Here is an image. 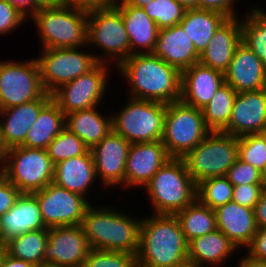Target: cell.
<instances>
[{
    "label": "cell",
    "mask_w": 266,
    "mask_h": 267,
    "mask_svg": "<svg viewBox=\"0 0 266 267\" xmlns=\"http://www.w3.org/2000/svg\"><path fill=\"white\" fill-rule=\"evenodd\" d=\"M116 0H63V4L86 11L111 6Z\"/></svg>",
    "instance_id": "cell-48"
},
{
    "label": "cell",
    "mask_w": 266,
    "mask_h": 267,
    "mask_svg": "<svg viewBox=\"0 0 266 267\" xmlns=\"http://www.w3.org/2000/svg\"><path fill=\"white\" fill-rule=\"evenodd\" d=\"M143 10L160 30L178 25L186 9L177 0H153Z\"/></svg>",
    "instance_id": "cell-39"
},
{
    "label": "cell",
    "mask_w": 266,
    "mask_h": 267,
    "mask_svg": "<svg viewBox=\"0 0 266 267\" xmlns=\"http://www.w3.org/2000/svg\"><path fill=\"white\" fill-rule=\"evenodd\" d=\"M262 134L266 137V125L264 127V130H263Z\"/></svg>",
    "instance_id": "cell-61"
},
{
    "label": "cell",
    "mask_w": 266,
    "mask_h": 267,
    "mask_svg": "<svg viewBox=\"0 0 266 267\" xmlns=\"http://www.w3.org/2000/svg\"><path fill=\"white\" fill-rule=\"evenodd\" d=\"M266 125V88L237 93L228 126L222 131L235 137L262 133Z\"/></svg>",
    "instance_id": "cell-16"
},
{
    "label": "cell",
    "mask_w": 266,
    "mask_h": 267,
    "mask_svg": "<svg viewBox=\"0 0 266 267\" xmlns=\"http://www.w3.org/2000/svg\"><path fill=\"white\" fill-rule=\"evenodd\" d=\"M39 8L57 7L63 4V0H34Z\"/></svg>",
    "instance_id": "cell-53"
},
{
    "label": "cell",
    "mask_w": 266,
    "mask_h": 267,
    "mask_svg": "<svg viewBox=\"0 0 266 267\" xmlns=\"http://www.w3.org/2000/svg\"><path fill=\"white\" fill-rule=\"evenodd\" d=\"M225 82L237 93L266 88V66L242 41L224 72Z\"/></svg>",
    "instance_id": "cell-18"
},
{
    "label": "cell",
    "mask_w": 266,
    "mask_h": 267,
    "mask_svg": "<svg viewBox=\"0 0 266 267\" xmlns=\"http://www.w3.org/2000/svg\"><path fill=\"white\" fill-rule=\"evenodd\" d=\"M179 267H201V266H198L197 264L192 263V262H186V263L180 265Z\"/></svg>",
    "instance_id": "cell-59"
},
{
    "label": "cell",
    "mask_w": 266,
    "mask_h": 267,
    "mask_svg": "<svg viewBox=\"0 0 266 267\" xmlns=\"http://www.w3.org/2000/svg\"><path fill=\"white\" fill-rule=\"evenodd\" d=\"M152 54L175 67L181 73L198 63L200 58L193 41L179 24L158 31Z\"/></svg>",
    "instance_id": "cell-21"
},
{
    "label": "cell",
    "mask_w": 266,
    "mask_h": 267,
    "mask_svg": "<svg viewBox=\"0 0 266 267\" xmlns=\"http://www.w3.org/2000/svg\"><path fill=\"white\" fill-rule=\"evenodd\" d=\"M264 191L262 184L236 185L233 189L232 201L241 206L254 209Z\"/></svg>",
    "instance_id": "cell-43"
},
{
    "label": "cell",
    "mask_w": 266,
    "mask_h": 267,
    "mask_svg": "<svg viewBox=\"0 0 266 267\" xmlns=\"http://www.w3.org/2000/svg\"><path fill=\"white\" fill-rule=\"evenodd\" d=\"M210 132L202 110L180 100L167 104L161 141L171 158H183Z\"/></svg>",
    "instance_id": "cell-5"
},
{
    "label": "cell",
    "mask_w": 266,
    "mask_h": 267,
    "mask_svg": "<svg viewBox=\"0 0 266 267\" xmlns=\"http://www.w3.org/2000/svg\"><path fill=\"white\" fill-rule=\"evenodd\" d=\"M46 228L81 225L87 207L83 196L49 183L42 190L33 192Z\"/></svg>",
    "instance_id": "cell-13"
},
{
    "label": "cell",
    "mask_w": 266,
    "mask_h": 267,
    "mask_svg": "<svg viewBox=\"0 0 266 267\" xmlns=\"http://www.w3.org/2000/svg\"><path fill=\"white\" fill-rule=\"evenodd\" d=\"M7 152L6 147L4 146L3 140H2V135H1V129H0V164H2L5 154Z\"/></svg>",
    "instance_id": "cell-56"
},
{
    "label": "cell",
    "mask_w": 266,
    "mask_h": 267,
    "mask_svg": "<svg viewBox=\"0 0 266 267\" xmlns=\"http://www.w3.org/2000/svg\"><path fill=\"white\" fill-rule=\"evenodd\" d=\"M48 242V229L24 232L8 241L7 253L35 266L44 264V251Z\"/></svg>",
    "instance_id": "cell-34"
},
{
    "label": "cell",
    "mask_w": 266,
    "mask_h": 267,
    "mask_svg": "<svg viewBox=\"0 0 266 267\" xmlns=\"http://www.w3.org/2000/svg\"><path fill=\"white\" fill-rule=\"evenodd\" d=\"M119 69L131 86V97L165 104L180 100L181 72L152 53H136Z\"/></svg>",
    "instance_id": "cell-1"
},
{
    "label": "cell",
    "mask_w": 266,
    "mask_h": 267,
    "mask_svg": "<svg viewBox=\"0 0 266 267\" xmlns=\"http://www.w3.org/2000/svg\"><path fill=\"white\" fill-rule=\"evenodd\" d=\"M234 186L225 177H212L197 184V200L215 210L232 201Z\"/></svg>",
    "instance_id": "cell-37"
},
{
    "label": "cell",
    "mask_w": 266,
    "mask_h": 267,
    "mask_svg": "<svg viewBox=\"0 0 266 267\" xmlns=\"http://www.w3.org/2000/svg\"><path fill=\"white\" fill-rule=\"evenodd\" d=\"M225 177L233 186L242 184H262L261 171L251 164L243 162L239 157L229 168Z\"/></svg>",
    "instance_id": "cell-42"
},
{
    "label": "cell",
    "mask_w": 266,
    "mask_h": 267,
    "mask_svg": "<svg viewBox=\"0 0 266 267\" xmlns=\"http://www.w3.org/2000/svg\"><path fill=\"white\" fill-rule=\"evenodd\" d=\"M96 179L94 160L90 149L84 155L54 164L53 183L84 198L90 185Z\"/></svg>",
    "instance_id": "cell-25"
},
{
    "label": "cell",
    "mask_w": 266,
    "mask_h": 267,
    "mask_svg": "<svg viewBox=\"0 0 266 267\" xmlns=\"http://www.w3.org/2000/svg\"><path fill=\"white\" fill-rule=\"evenodd\" d=\"M235 0H198V9L213 10L220 12L228 18H235L234 12Z\"/></svg>",
    "instance_id": "cell-47"
},
{
    "label": "cell",
    "mask_w": 266,
    "mask_h": 267,
    "mask_svg": "<svg viewBox=\"0 0 266 267\" xmlns=\"http://www.w3.org/2000/svg\"><path fill=\"white\" fill-rule=\"evenodd\" d=\"M224 83L223 72L198 62L181 73L180 101L202 110Z\"/></svg>",
    "instance_id": "cell-19"
},
{
    "label": "cell",
    "mask_w": 266,
    "mask_h": 267,
    "mask_svg": "<svg viewBox=\"0 0 266 267\" xmlns=\"http://www.w3.org/2000/svg\"><path fill=\"white\" fill-rule=\"evenodd\" d=\"M141 220L111 210L110 251L137 254Z\"/></svg>",
    "instance_id": "cell-32"
},
{
    "label": "cell",
    "mask_w": 266,
    "mask_h": 267,
    "mask_svg": "<svg viewBox=\"0 0 266 267\" xmlns=\"http://www.w3.org/2000/svg\"><path fill=\"white\" fill-rule=\"evenodd\" d=\"M188 243L217 229L215 211L198 200L175 214Z\"/></svg>",
    "instance_id": "cell-31"
},
{
    "label": "cell",
    "mask_w": 266,
    "mask_h": 267,
    "mask_svg": "<svg viewBox=\"0 0 266 267\" xmlns=\"http://www.w3.org/2000/svg\"><path fill=\"white\" fill-rule=\"evenodd\" d=\"M66 128L73 132L91 149L112 131V117L105 118L97 106L65 115Z\"/></svg>",
    "instance_id": "cell-28"
},
{
    "label": "cell",
    "mask_w": 266,
    "mask_h": 267,
    "mask_svg": "<svg viewBox=\"0 0 266 267\" xmlns=\"http://www.w3.org/2000/svg\"><path fill=\"white\" fill-rule=\"evenodd\" d=\"M26 18L8 1L0 0V34H6L25 21Z\"/></svg>",
    "instance_id": "cell-44"
},
{
    "label": "cell",
    "mask_w": 266,
    "mask_h": 267,
    "mask_svg": "<svg viewBox=\"0 0 266 267\" xmlns=\"http://www.w3.org/2000/svg\"><path fill=\"white\" fill-rule=\"evenodd\" d=\"M0 172L21 192L33 193L53 182L54 164L44 149H7Z\"/></svg>",
    "instance_id": "cell-6"
},
{
    "label": "cell",
    "mask_w": 266,
    "mask_h": 267,
    "mask_svg": "<svg viewBox=\"0 0 266 267\" xmlns=\"http://www.w3.org/2000/svg\"><path fill=\"white\" fill-rule=\"evenodd\" d=\"M238 17L228 18L214 33L199 63L225 72L233 58L236 46L242 41V25Z\"/></svg>",
    "instance_id": "cell-23"
},
{
    "label": "cell",
    "mask_w": 266,
    "mask_h": 267,
    "mask_svg": "<svg viewBox=\"0 0 266 267\" xmlns=\"http://www.w3.org/2000/svg\"><path fill=\"white\" fill-rule=\"evenodd\" d=\"M237 92L226 82L202 109L204 122L210 131L222 132L229 124Z\"/></svg>",
    "instance_id": "cell-35"
},
{
    "label": "cell",
    "mask_w": 266,
    "mask_h": 267,
    "mask_svg": "<svg viewBox=\"0 0 266 267\" xmlns=\"http://www.w3.org/2000/svg\"><path fill=\"white\" fill-rule=\"evenodd\" d=\"M112 117V130L131 144L160 141L163 135L167 104L130 98Z\"/></svg>",
    "instance_id": "cell-8"
},
{
    "label": "cell",
    "mask_w": 266,
    "mask_h": 267,
    "mask_svg": "<svg viewBox=\"0 0 266 267\" xmlns=\"http://www.w3.org/2000/svg\"><path fill=\"white\" fill-rule=\"evenodd\" d=\"M65 114L51 99L40 111L36 121L21 145L27 148L44 149L65 128Z\"/></svg>",
    "instance_id": "cell-30"
},
{
    "label": "cell",
    "mask_w": 266,
    "mask_h": 267,
    "mask_svg": "<svg viewBox=\"0 0 266 267\" xmlns=\"http://www.w3.org/2000/svg\"><path fill=\"white\" fill-rule=\"evenodd\" d=\"M6 253H7L6 246L0 243V266Z\"/></svg>",
    "instance_id": "cell-58"
},
{
    "label": "cell",
    "mask_w": 266,
    "mask_h": 267,
    "mask_svg": "<svg viewBox=\"0 0 266 267\" xmlns=\"http://www.w3.org/2000/svg\"><path fill=\"white\" fill-rule=\"evenodd\" d=\"M248 247V254L252 258L266 261V227L257 228Z\"/></svg>",
    "instance_id": "cell-46"
},
{
    "label": "cell",
    "mask_w": 266,
    "mask_h": 267,
    "mask_svg": "<svg viewBox=\"0 0 266 267\" xmlns=\"http://www.w3.org/2000/svg\"><path fill=\"white\" fill-rule=\"evenodd\" d=\"M138 267H179L188 262V241L175 215L141 219Z\"/></svg>",
    "instance_id": "cell-2"
},
{
    "label": "cell",
    "mask_w": 266,
    "mask_h": 267,
    "mask_svg": "<svg viewBox=\"0 0 266 267\" xmlns=\"http://www.w3.org/2000/svg\"><path fill=\"white\" fill-rule=\"evenodd\" d=\"M20 191L0 172V217L10 210Z\"/></svg>",
    "instance_id": "cell-45"
},
{
    "label": "cell",
    "mask_w": 266,
    "mask_h": 267,
    "mask_svg": "<svg viewBox=\"0 0 266 267\" xmlns=\"http://www.w3.org/2000/svg\"><path fill=\"white\" fill-rule=\"evenodd\" d=\"M170 158L161 140L131 144L126 161L125 185L145 186Z\"/></svg>",
    "instance_id": "cell-17"
},
{
    "label": "cell",
    "mask_w": 266,
    "mask_h": 267,
    "mask_svg": "<svg viewBox=\"0 0 266 267\" xmlns=\"http://www.w3.org/2000/svg\"><path fill=\"white\" fill-rule=\"evenodd\" d=\"M238 157L261 171L266 165V137L262 133L238 137Z\"/></svg>",
    "instance_id": "cell-40"
},
{
    "label": "cell",
    "mask_w": 266,
    "mask_h": 267,
    "mask_svg": "<svg viewBox=\"0 0 266 267\" xmlns=\"http://www.w3.org/2000/svg\"><path fill=\"white\" fill-rule=\"evenodd\" d=\"M0 267H36L35 265L21 259L5 254Z\"/></svg>",
    "instance_id": "cell-51"
},
{
    "label": "cell",
    "mask_w": 266,
    "mask_h": 267,
    "mask_svg": "<svg viewBox=\"0 0 266 267\" xmlns=\"http://www.w3.org/2000/svg\"><path fill=\"white\" fill-rule=\"evenodd\" d=\"M6 1H8L25 18H28V15H30L29 17H32L39 10V7L34 3V0H6Z\"/></svg>",
    "instance_id": "cell-49"
},
{
    "label": "cell",
    "mask_w": 266,
    "mask_h": 267,
    "mask_svg": "<svg viewBox=\"0 0 266 267\" xmlns=\"http://www.w3.org/2000/svg\"><path fill=\"white\" fill-rule=\"evenodd\" d=\"M214 211L217 229L223 232L237 249L239 246L247 248L257 232L254 210L230 201Z\"/></svg>",
    "instance_id": "cell-24"
},
{
    "label": "cell",
    "mask_w": 266,
    "mask_h": 267,
    "mask_svg": "<svg viewBox=\"0 0 266 267\" xmlns=\"http://www.w3.org/2000/svg\"><path fill=\"white\" fill-rule=\"evenodd\" d=\"M186 10L198 9V0H177Z\"/></svg>",
    "instance_id": "cell-55"
},
{
    "label": "cell",
    "mask_w": 266,
    "mask_h": 267,
    "mask_svg": "<svg viewBox=\"0 0 266 267\" xmlns=\"http://www.w3.org/2000/svg\"><path fill=\"white\" fill-rule=\"evenodd\" d=\"M91 247L81 225L48 229L44 264L59 267H83Z\"/></svg>",
    "instance_id": "cell-14"
},
{
    "label": "cell",
    "mask_w": 266,
    "mask_h": 267,
    "mask_svg": "<svg viewBox=\"0 0 266 267\" xmlns=\"http://www.w3.org/2000/svg\"><path fill=\"white\" fill-rule=\"evenodd\" d=\"M52 99V94L45 93L41 98L18 106L1 109L0 115L6 116L0 129L6 149L21 146L28 131L36 121L41 109ZM1 121V120H0Z\"/></svg>",
    "instance_id": "cell-22"
},
{
    "label": "cell",
    "mask_w": 266,
    "mask_h": 267,
    "mask_svg": "<svg viewBox=\"0 0 266 267\" xmlns=\"http://www.w3.org/2000/svg\"><path fill=\"white\" fill-rule=\"evenodd\" d=\"M115 1L113 4L122 15V19L125 25L128 38L130 40L131 55L136 53H142L136 51L143 48L147 49L143 53H152L155 49L157 37H158V27L156 23L146 14L143 8L135 7L130 4H117Z\"/></svg>",
    "instance_id": "cell-26"
},
{
    "label": "cell",
    "mask_w": 266,
    "mask_h": 267,
    "mask_svg": "<svg viewBox=\"0 0 266 267\" xmlns=\"http://www.w3.org/2000/svg\"><path fill=\"white\" fill-rule=\"evenodd\" d=\"M228 19L224 14L205 9L185 10L179 25L193 41L199 55L206 49L216 30Z\"/></svg>",
    "instance_id": "cell-27"
},
{
    "label": "cell",
    "mask_w": 266,
    "mask_h": 267,
    "mask_svg": "<svg viewBox=\"0 0 266 267\" xmlns=\"http://www.w3.org/2000/svg\"><path fill=\"white\" fill-rule=\"evenodd\" d=\"M144 188L157 215H175L197 200V183L182 158H170Z\"/></svg>",
    "instance_id": "cell-3"
},
{
    "label": "cell",
    "mask_w": 266,
    "mask_h": 267,
    "mask_svg": "<svg viewBox=\"0 0 266 267\" xmlns=\"http://www.w3.org/2000/svg\"><path fill=\"white\" fill-rule=\"evenodd\" d=\"M116 1H119L120 4H130L135 7L143 8L145 5H147L153 0H116Z\"/></svg>",
    "instance_id": "cell-54"
},
{
    "label": "cell",
    "mask_w": 266,
    "mask_h": 267,
    "mask_svg": "<svg viewBox=\"0 0 266 267\" xmlns=\"http://www.w3.org/2000/svg\"><path fill=\"white\" fill-rule=\"evenodd\" d=\"M253 210L257 228L266 227V191L261 194Z\"/></svg>",
    "instance_id": "cell-50"
},
{
    "label": "cell",
    "mask_w": 266,
    "mask_h": 267,
    "mask_svg": "<svg viewBox=\"0 0 266 267\" xmlns=\"http://www.w3.org/2000/svg\"><path fill=\"white\" fill-rule=\"evenodd\" d=\"M83 267H138L136 254L91 249Z\"/></svg>",
    "instance_id": "cell-41"
},
{
    "label": "cell",
    "mask_w": 266,
    "mask_h": 267,
    "mask_svg": "<svg viewBox=\"0 0 266 267\" xmlns=\"http://www.w3.org/2000/svg\"><path fill=\"white\" fill-rule=\"evenodd\" d=\"M237 250L236 246L220 230L197 237L188 243V262L203 267L204 263L221 264L230 254Z\"/></svg>",
    "instance_id": "cell-29"
},
{
    "label": "cell",
    "mask_w": 266,
    "mask_h": 267,
    "mask_svg": "<svg viewBox=\"0 0 266 267\" xmlns=\"http://www.w3.org/2000/svg\"><path fill=\"white\" fill-rule=\"evenodd\" d=\"M36 267H59V266L52 265V264H41V265H38Z\"/></svg>",
    "instance_id": "cell-60"
},
{
    "label": "cell",
    "mask_w": 266,
    "mask_h": 267,
    "mask_svg": "<svg viewBox=\"0 0 266 267\" xmlns=\"http://www.w3.org/2000/svg\"><path fill=\"white\" fill-rule=\"evenodd\" d=\"M88 147L66 127L48 144L46 149L53 164L84 155Z\"/></svg>",
    "instance_id": "cell-38"
},
{
    "label": "cell",
    "mask_w": 266,
    "mask_h": 267,
    "mask_svg": "<svg viewBox=\"0 0 266 267\" xmlns=\"http://www.w3.org/2000/svg\"><path fill=\"white\" fill-rule=\"evenodd\" d=\"M48 229L33 193H20L13 207L0 217V243L6 244L20 234Z\"/></svg>",
    "instance_id": "cell-20"
},
{
    "label": "cell",
    "mask_w": 266,
    "mask_h": 267,
    "mask_svg": "<svg viewBox=\"0 0 266 267\" xmlns=\"http://www.w3.org/2000/svg\"><path fill=\"white\" fill-rule=\"evenodd\" d=\"M38 29L42 49L87 45L88 11L66 6L39 8L31 17Z\"/></svg>",
    "instance_id": "cell-4"
},
{
    "label": "cell",
    "mask_w": 266,
    "mask_h": 267,
    "mask_svg": "<svg viewBox=\"0 0 266 267\" xmlns=\"http://www.w3.org/2000/svg\"><path fill=\"white\" fill-rule=\"evenodd\" d=\"M238 264L240 265L239 267H266L265 260H258L249 255L244 256Z\"/></svg>",
    "instance_id": "cell-52"
},
{
    "label": "cell",
    "mask_w": 266,
    "mask_h": 267,
    "mask_svg": "<svg viewBox=\"0 0 266 267\" xmlns=\"http://www.w3.org/2000/svg\"><path fill=\"white\" fill-rule=\"evenodd\" d=\"M81 227L91 249L110 251L111 210L108 207L98 209L90 204Z\"/></svg>",
    "instance_id": "cell-33"
},
{
    "label": "cell",
    "mask_w": 266,
    "mask_h": 267,
    "mask_svg": "<svg viewBox=\"0 0 266 267\" xmlns=\"http://www.w3.org/2000/svg\"><path fill=\"white\" fill-rule=\"evenodd\" d=\"M261 181H262V185L264 187V190L266 191V165L261 170Z\"/></svg>",
    "instance_id": "cell-57"
},
{
    "label": "cell",
    "mask_w": 266,
    "mask_h": 267,
    "mask_svg": "<svg viewBox=\"0 0 266 267\" xmlns=\"http://www.w3.org/2000/svg\"><path fill=\"white\" fill-rule=\"evenodd\" d=\"M80 47L43 49L36 59L41 83L46 93L52 94L61 85L75 80L92 70L104 57L78 51Z\"/></svg>",
    "instance_id": "cell-9"
},
{
    "label": "cell",
    "mask_w": 266,
    "mask_h": 267,
    "mask_svg": "<svg viewBox=\"0 0 266 267\" xmlns=\"http://www.w3.org/2000/svg\"><path fill=\"white\" fill-rule=\"evenodd\" d=\"M130 146L129 141L112 130L90 149L96 177L99 176L106 187L115 184L125 186V168Z\"/></svg>",
    "instance_id": "cell-15"
},
{
    "label": "cell",
    "mask_w": 266,
    "mask_h": 267,
    "mask_svg": "<svg viewBox=\"0 0 266 267\" xmlns=\"http://www.w3.org/2000/svg\"><path fill=\"white\" fill-rule=\"evenodd\" d=\"M182 159L197 184L208 178L225 176L238 159V137L211 131Z\"/></svg>",
    "instance_id": "cell-7"
},
{
    "label": "cell",
    "mask_w": 266,
    "mask_h": 267,
    "mask_svg": "<svg viewBox=\"0 0 266 267\" xmlns=\"http://www.w3.org/2000/svg\"><path fill=\"white\" fill-rule=\"evenodd\" d=\"M107 64L99 62L89 72L61 85L52 93V99L65 115L99 105L107 89Z\"/></svg>",
    "instance_id": "cell-12"
},
{
    "label": "cell",
    "mask_w": 266,
    "mask_h": 267,
    "mask_svg": "<svg viewBox=\"0 0 266 267\" xmlns=\"http://www.w3.org/2000/svg\"><path fill=\"white\" fill-rule=\"evenodd\" d=\"M45 93L36 58L0 62V110L31 102Z\"/></svg>",
    "instance_id": "cell-11"
},
{
    "label": "cell",
    "mask_w": 266,
    "mask_h": 267,
    "mask_svg": "<svg viewBox=\"0 0 266 267\" xmlns=\"http://www.w3.org/2000/svg\"><path fill=\"white\" fill-rule=\"evenodd\" d=\"M251 12V13H250ZM242 25V42L266 66V13L259 8H251Z\"/></svg>",
    "instance_id": "cell-36"
},
{
    "label": "cell",
    "mask_w": 266,
    "mask_h": 267,
    "mask_svg": "<svg viewBox=\"0 0 266 267\" xmlns=\"http://www.w3.org/2000/svg\"><path fill=\"white\" fill-rule=\"evenodd\" d=\"M87 44L100 47L118 66L131 56L128 34L121 12L114 6L88 11Z\"/></svg>",
    "instance_id": "cell-10"
}]
</instances>
